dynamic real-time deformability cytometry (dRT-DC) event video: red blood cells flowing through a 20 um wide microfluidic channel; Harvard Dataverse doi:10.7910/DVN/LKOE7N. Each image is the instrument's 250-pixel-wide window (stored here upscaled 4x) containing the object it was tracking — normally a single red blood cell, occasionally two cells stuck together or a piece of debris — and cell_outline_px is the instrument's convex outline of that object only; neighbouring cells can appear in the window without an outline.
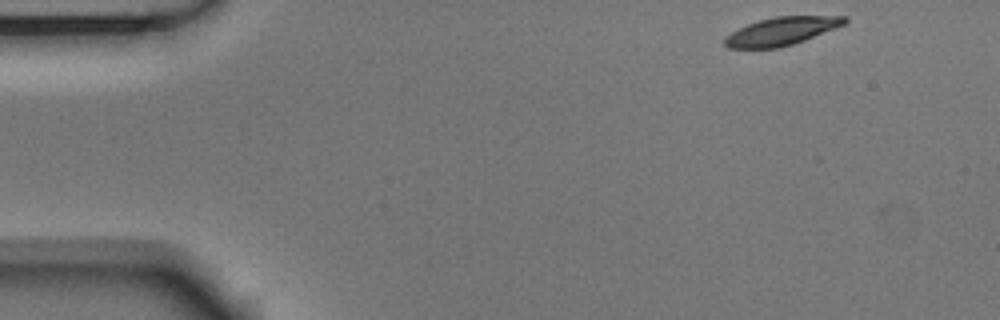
{"species": "Egyptian fruit bat (a non-hibernating species)", "species_latin": "Rousettus aegyptiacus", "temperature_condition": "room temperature", "stored_images_in_passage": 49, "camera_frame_rate_fps": 3000, "um_per_image_px": 0.085, "animal": {"sex": "male"}, "frame": {"image": 1, "passage_image": 1, "time_ms": 0.0, "image_size_px": [1000, 320], "cell_outline_px": [[848, 20], [844, 24], [804, 40], [780, 48], [728, 48], [724, 44], [724, 36], [748, 24], [760, 20], [776, 16], [848, 16]], "centroid_in_image_um": [66.4, 2.65], "position_along_channel_um": 18.6, "area_um2": 19.36}}
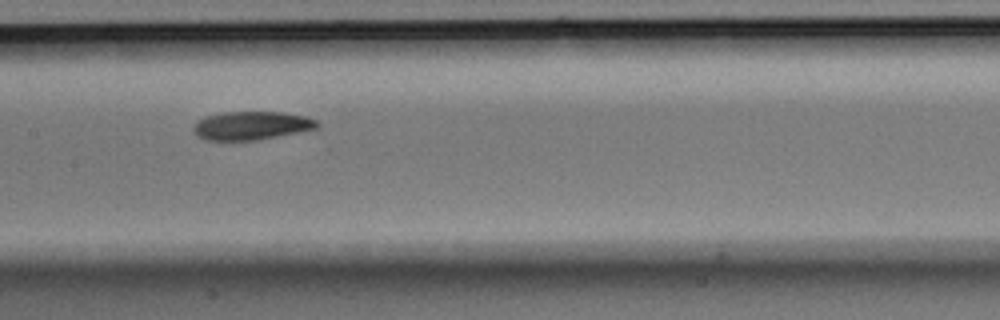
{"frame": {"image": 2, "passage_image": 22, "time_ms": 7.0, "image_size_px": [1000, 320], "cell_outline_px": [[320, 124], [316, 128], [260, 140], [204, 140], [196, 136], [192, 128], [196, 120], [204, 116], [220, 112], [284, 112], [304, 116], [316, 120]], "centroid_in_image_um": [21.3, 10.67], "position_along_channel_um": 186.1, "area_um2": 20.69}}
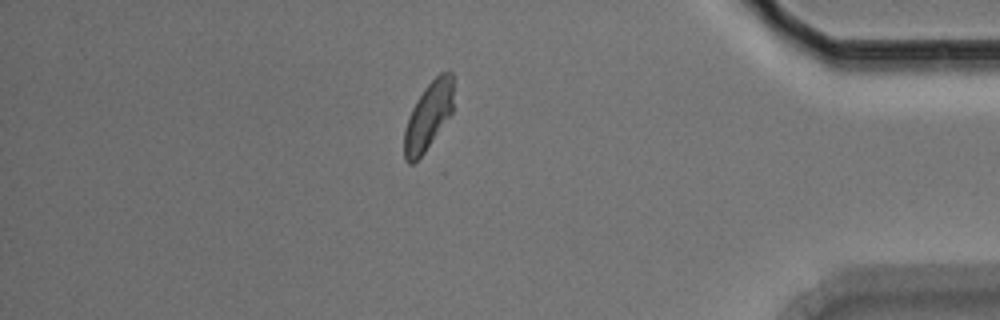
{"frame": {"image": 3, "passage_image": 42, "time_ms": 13.667, "image_size_px": [1000, 320], "cell_outline_px": [[452, 112], [424, 152], [412, 164], [408, 164], [404, 160], [404, 128], [408, 116], [416, 100], [424, 88], [440, 72], [448, 68], [452, 72]], "centroid_in_image_um": [36.38, 9.84], "position_along_channel_um": 398.8, "area_um2": 19.31}, "authors_computed_cell_mechanics": {"area_um2": 20.808, "velocity_mm_per_s": 3.7239, "shape_relaxation_time_tau1_ms": 3.4362, "shape_relaxation_time_tau2_ms": 3.7806, "deformation_change_tau1": 0.1416, "deformation_change_tau2": 0.0851}}